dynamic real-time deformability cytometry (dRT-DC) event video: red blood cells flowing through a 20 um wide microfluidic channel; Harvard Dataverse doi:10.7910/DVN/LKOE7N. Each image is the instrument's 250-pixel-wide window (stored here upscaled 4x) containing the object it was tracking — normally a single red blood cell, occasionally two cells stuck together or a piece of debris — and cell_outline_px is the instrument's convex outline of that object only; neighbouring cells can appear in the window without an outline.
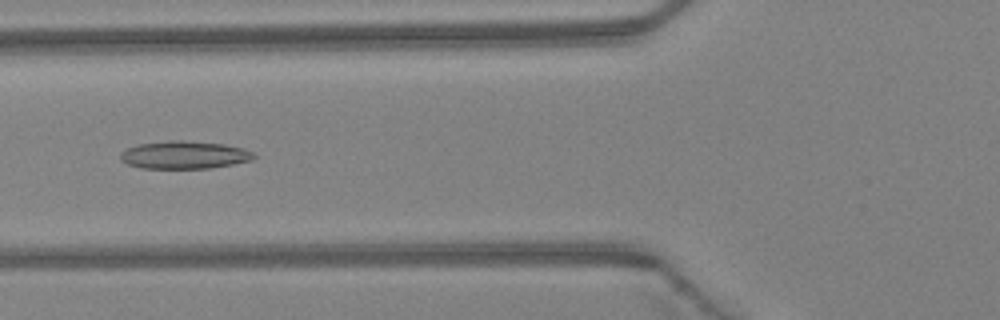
{"species": "Egyptian fruit bat (a non-hibernating species)", "species_latin": "Rousettus aegyptiacus", "temperature_condition": "warm", "stored_images_in_passage": 5, "camera_frame_rate_fps": 3000, "um_per_image_px": 0.085, "animal": {"sex": "female"}, "frame": {"image": 1, "passage_image": 5, "time_ms": 1.333, "image_size_px": [1000, 320], "cell_outline_px": [[256, 156], [252, 160], [212, 168], [140, 168], [128, 164], [120, 160], [120, 152], [136, 144], [172, 140], [180, 140], [224, 144], [244, 148], [252, 152]], "centroid_in_image_um": [15.65, 13.17], "position_along_channel_um": 110.2, "area_um2": 21.62}}